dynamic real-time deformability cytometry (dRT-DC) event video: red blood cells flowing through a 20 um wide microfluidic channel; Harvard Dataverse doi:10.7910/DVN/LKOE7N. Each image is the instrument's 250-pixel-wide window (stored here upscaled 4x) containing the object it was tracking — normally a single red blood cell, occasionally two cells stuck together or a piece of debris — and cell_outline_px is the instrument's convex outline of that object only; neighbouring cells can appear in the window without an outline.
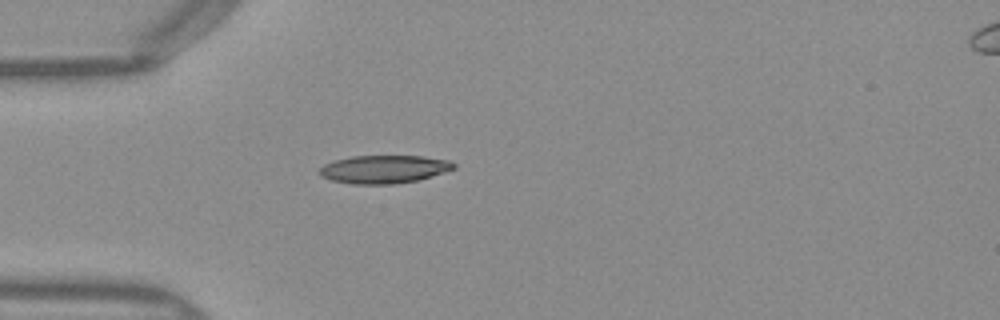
{"species": "Egyptian fruit bat (a non-hibernating species)", "species_latin": "Rousettus aegyptiacus", "temperature_condition": "warm", "stored_images_in_passage": 37, "camera_frame_rate_fps": 3000, "um_per_image_px": 0.085, "frame": {"image": 1, "passage_image": 1, "time_ms": 0.0, "image_size_px": [1000, 320], "cell_outline_px": [[456, 168], [444, 172], [416, 180], [396, 184], [352, 184], [332, 180], [320, 176], [320, 168], [324, 164], [336, 160], [352, 156], [424, 156], [448, 160], [456, 164]], "centroid_in_image_um": [32.64, 14.38], "position_along_channel_um": 52.4, "area_um2": 21.85}}
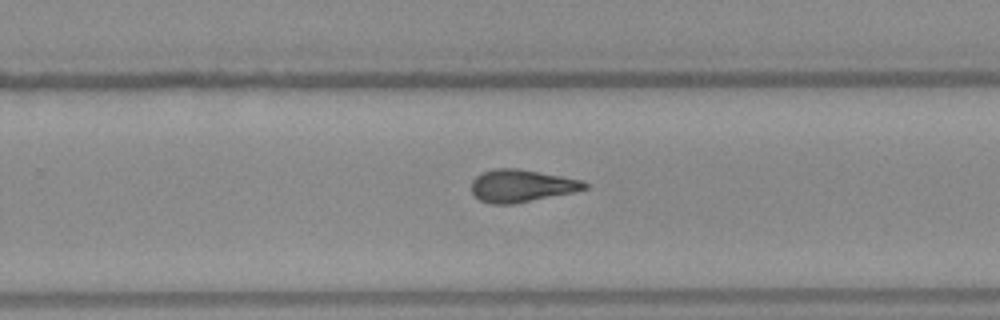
{"frame": {"image": 2, "passage_image": 19, "time_ms": 6.0, "image_size_px": [1000, 320], "cell_outline_px": [[588, 188], [572, 192], [512, 204], [488, 204], [480, 200], [472, 192], [472, 180], [476, 176], [484, 172], [496, 168], [516, 168], [560, 176], [580, 180], [588, 184]], "centroid_in_image_um": [44.29, 15.8], "position_along_channel_um": 285.5, "area_um2": 21.04}}
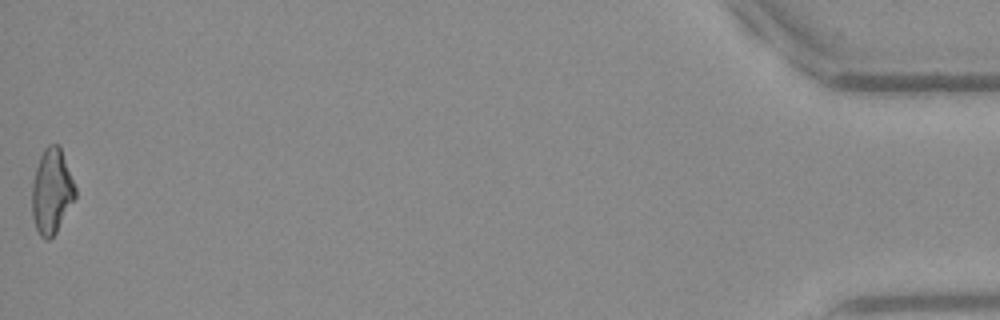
{"frame": {"image": 3, "passage_image": 37, "time_ms": 12.0, "image_size_px": [1000, 320], "cell_outline_px": [[76, 196], [56, 232], [48, 240], [44, 240], [40, 236], [36, 228], [32, 216], [32, 184], [36, 168], [40, 156], [44, 148], [48, 144], [60, 144], [76, 188]], "centroid_in_image_um": [4.39, 16.24], "position_along_channel_um": 430.8, "area_um2": 21.44}, "authors_computed_cell_mechanics": {"area_um2": 21.1548, "velocity_mm_per_s": 4.0368, "shape_relaxation_time_tau1_ms": 8.2912, "shape_relaxation_time_tau2_ms": 2.5444, "deformation_change_tau1": 0.2434, "deformation_change_tau2": 0.1236}}